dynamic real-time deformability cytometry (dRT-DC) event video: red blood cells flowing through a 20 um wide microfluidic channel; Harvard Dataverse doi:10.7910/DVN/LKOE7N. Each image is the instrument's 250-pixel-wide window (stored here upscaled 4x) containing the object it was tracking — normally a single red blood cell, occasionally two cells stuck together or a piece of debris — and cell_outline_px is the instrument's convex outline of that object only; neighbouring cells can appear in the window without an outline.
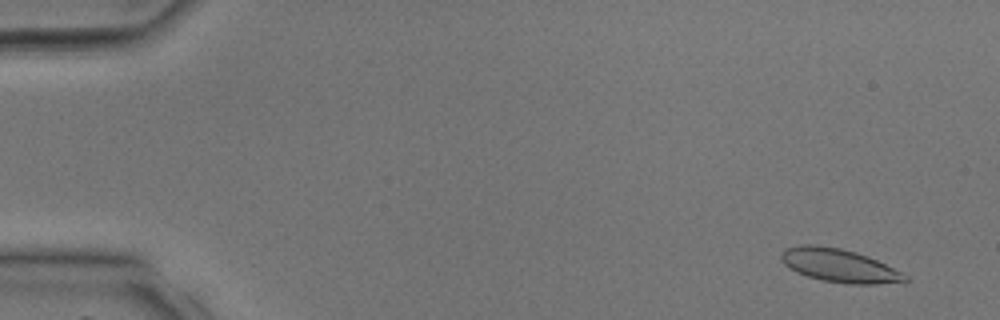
{"species": "common noctule bat (a hibernating species)", "species_latin": "Nyctalus noctula", "temperature_condition": "room temperature", "stored_images_in_passage": 10, "camera_frame_rate_fps": 3000, "um_per_image_px": 0.085, "animal": {"sex": "male", "body_mass_g": 17.9, "forearm_length_mm": 54.2}, "frame": {"image": 1, "passage_image": 3, "time_ms": 0.667, "image_size_px": [1000, 320], "cell_outline_px": [[908, 280], [904, 284], [852, 284], [820, 280], [796, 272], [788, 268], [780, 260], [780, 252], [784, 248], [800, 244], [816, 244], [840, 248], [856, 252], [868, 256], [904, 272], [908, 276]], "centroid_in_image_um": [71.36, 22.57], "position_along_channel_um": 13.6, "area_um2": 24.74}}